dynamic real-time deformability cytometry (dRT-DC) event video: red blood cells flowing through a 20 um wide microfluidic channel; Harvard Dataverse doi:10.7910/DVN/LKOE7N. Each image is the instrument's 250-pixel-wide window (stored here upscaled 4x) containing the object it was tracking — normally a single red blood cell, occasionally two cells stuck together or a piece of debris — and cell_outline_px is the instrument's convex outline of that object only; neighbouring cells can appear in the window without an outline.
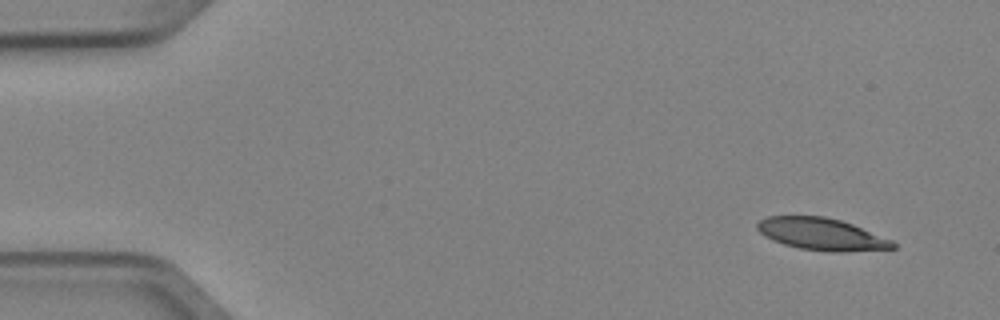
{"species": "Egyptian fruit bat (a non-hibernating species)", "species_latin": "Rousettus aegyptiacus", "temperature_condition": "cold", "stored_images_in_passage": 4, "camera_frame_rate_fps": 3000, "um_per_image_px": 0.085, "animal": {"sex": "female"}, "frame": {"image": 1, "passage_image": 1, "time_ms": 0.0, "image_size_px": [1000, 320], "cell_outline_px": [[896, 248], [840, 252], [836, 252], [800, 248], [784, 244], [764, 236], [756, 228], [756, 224], [760, 220], [768, 216], [824, 216], [840, 220], [852, 224], [892, 240], [896, 244]], "centroid_in_image_um": [69.82, 19.89], "position_along_channel_um": 15.2, "area_um2": 25.09}}
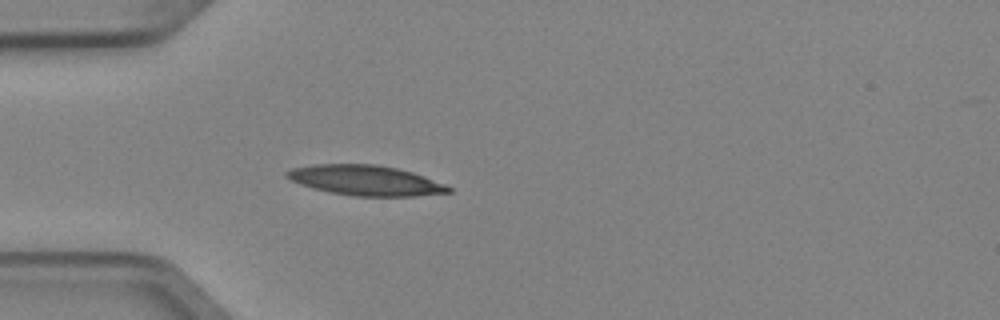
{"frame": {"image": 2, "passage_image": 4, "time_ms": 1.0, "image_size_px": [1000, 320], "cell_outline_px": [[452, 192], [416, 196], [352, 196], [328, 192], [312, 188], [300, 184], [284, 176], [284, 172], [292, 168], [316, 164], [376, 164], [396, 168], [412, 172], [424, 176], [444, 184], [452, 188]], "centroid_in_image_um": [31.05, 15.33], "position_along_channel_um": 53.9, "area_um2": 28.44}}